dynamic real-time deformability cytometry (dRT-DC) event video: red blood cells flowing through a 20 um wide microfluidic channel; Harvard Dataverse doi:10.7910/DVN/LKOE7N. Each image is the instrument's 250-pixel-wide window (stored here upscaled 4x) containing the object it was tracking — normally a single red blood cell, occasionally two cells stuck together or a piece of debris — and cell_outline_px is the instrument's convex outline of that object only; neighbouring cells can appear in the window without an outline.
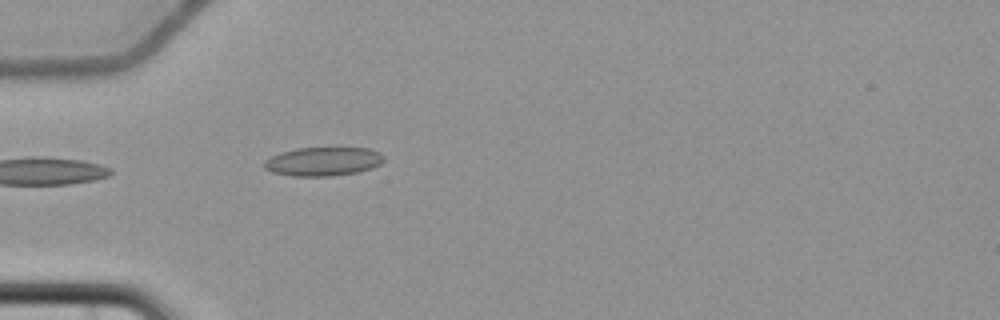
{"species": "common noctule bat (a hibernating species)", "species_latin": "Nyctalus noctula", "temperature_condition": "cold", "stored_images_in_passage": 5, "camera_frame_rate_fps": 3000, "um_per_image_px": 0.085, "animal": {"sex": "female", "body_mass_g": 22.7, "forearm_length_mm": 54.2}, "frame": {"image": 1, "passage_image": 5, "time_ms": 6.0, "image_size_px": [1000, 320], "cell_outline_px": [[384, 160], [380, 164], [372, 168], [356, 172], [332, 176], [292, 176], [272, 172], [264, 168], [264, 160], [280, 152], [296, 148], [368, 148], [380, 152], [384, 156]], "centroid_in_image_um": [27.46, 13.72], "position_along_channel_um": 57.5, "area_um2": 20.11}}